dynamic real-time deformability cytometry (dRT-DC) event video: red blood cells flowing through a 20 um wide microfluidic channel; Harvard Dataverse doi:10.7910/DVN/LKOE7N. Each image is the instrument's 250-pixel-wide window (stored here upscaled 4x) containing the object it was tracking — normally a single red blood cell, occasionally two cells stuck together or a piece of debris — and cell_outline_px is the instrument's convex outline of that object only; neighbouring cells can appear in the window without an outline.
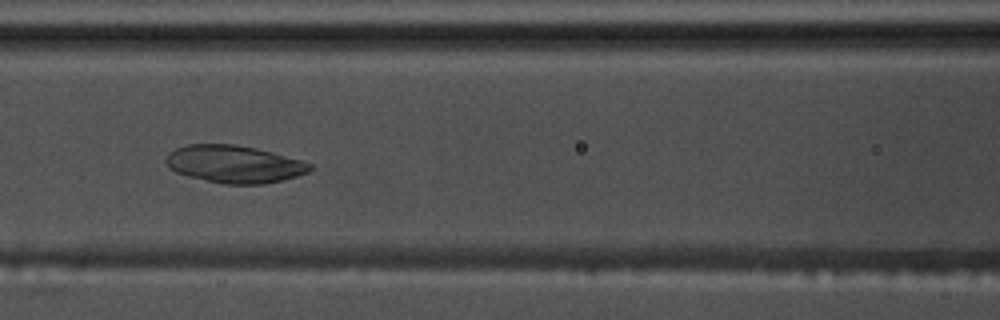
{"species": "common noctule bat (a hibernating species)", "species_latin": "Nyctalus noctula", "temperature_condition": "warm", "stored_images_in_passage": 56, "camera_frame_rate_fps": 3000, "um_per_image_px": 0.085, "animal": {"sex": "male", "body_mass_g": 17.5, "forearm_length_mm": 52.3}, "frame": {"image": 1, "passage_image": 25, "time_ms": 8.0, "image_size_px": [1000, 320], "cell_outline_px": [[312, 168], [308, 172], [296, 176], [264, 184], [224, 184], [188, 176], [176, 172], [168, 168], [164, 160], [168, 152], [176, 148], [188, 144], [236, 144], [256, 148], [300, 160], [312, 164]], "centroid_in_image_um": [19.86, 13.94], "position_along_channel_um": 146.7, "area_um2": 31.39}}
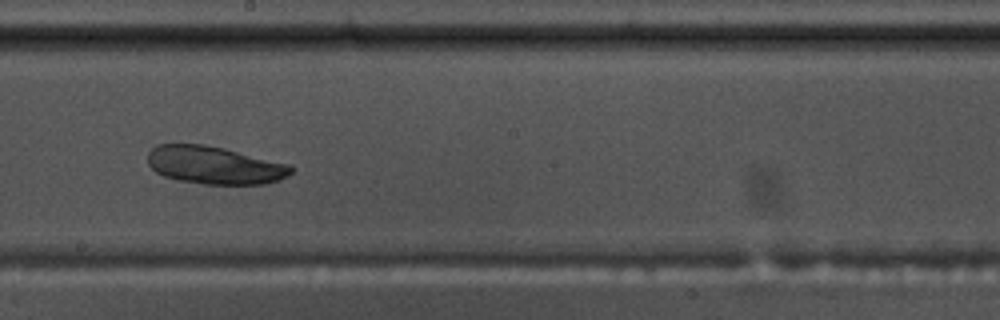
{"frame": {"image": 2, "passage_image": 32, "time_ms": 10.333, "image_size_px": [1000, 320], "cell_outline_px": [[296, 168], [288, 176], [280, 180], [264, 184], [204, 184], [180, 180], [164, 176], [156, 172], [148, 164], [148, 152], [156, 144], [204, 144], [224, 148], [292, 164]], "centroid_in_image_um": [18.29, 14.03], "position_along_channel_um": 229.9, "area_um2": 31.91}}
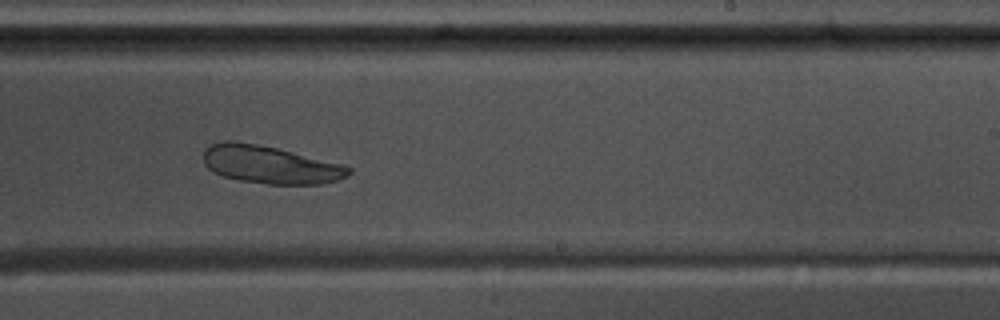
{"frame": {"image": 3, "passage_image": 35, "time_ms": 11.333, "image_size_px": [1000, 320], "cell_outline_px": [[352, 172], [348, 176], [340, 180], [324, 184], [268, 184], [240, 180], [224, 176], [212, 172], [204, 164], [204, 148], [208, 144], [224, 140], [232, 140], [256, 144], [276, 148], [344, 164], [352, 168]], "centroid_in_image_um": [22.97, 13.99], "position_along_channel_um": 266.0, "area_um2": 32.31}}